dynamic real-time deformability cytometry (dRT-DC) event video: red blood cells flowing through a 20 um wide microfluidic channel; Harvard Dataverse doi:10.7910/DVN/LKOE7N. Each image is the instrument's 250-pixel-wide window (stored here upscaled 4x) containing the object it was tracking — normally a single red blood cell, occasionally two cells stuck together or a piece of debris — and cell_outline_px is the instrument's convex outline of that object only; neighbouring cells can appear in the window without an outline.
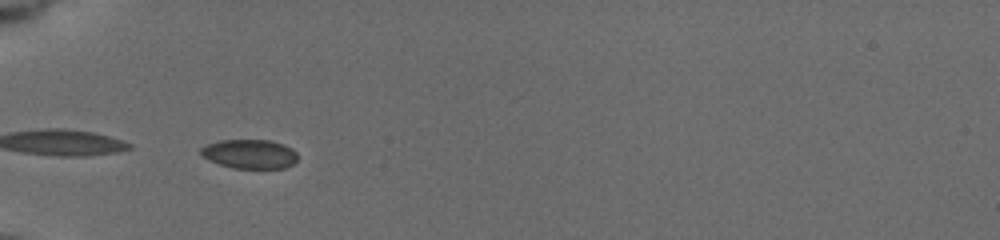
{"species": "common noctule bat (a hibernating species)", "species_latin": "Nyctalus noctula", "temperature_condition": "cold", "stored_images_in_passage": 8, "camera_frame_rate_fps": 3000, "um_per_image_px": 0.085, "animal": {"sex": "female", "body_mass_g": 19.5, "forearm_length_mm": 54.1}, "frame": {"image": 1, "passage_image": 1, "time_ms": 0.0, "image_size_px": [1000, 240], "cell_outline_px": [[296, 160], [292, 164], [284, 168], [232, 168], [208, 160], [200, 152], [200, 148], [208, 144], [220, 140], [268, 140], [284, 144], [292, 148], [296, 152]], "centroid_in_image_um": [21.22, 13.08], "position_along_channel_um": 63.8, "area_um2": 16.36}}
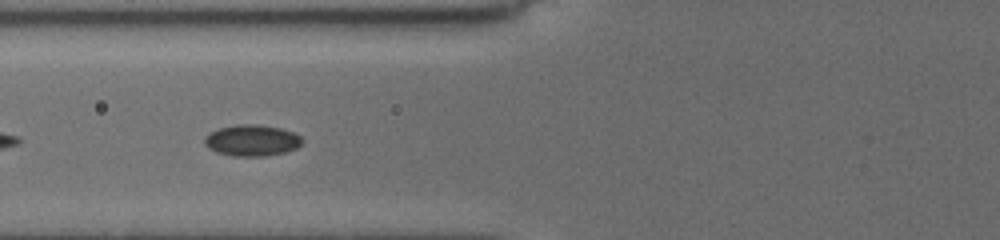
{"frame": {"image": 2, "passage_image": 5, "time_ms": 1.333, "image_size_px": [1000, 240], "cell_outline_px": [[304, 144], [288, 152], [264, 156], [232, 156], [216, 152], [208, 148], [204, 144], [204, 136], [220, 128], [236, 124], [256, 124], [280, 128], [292, 132], [300, 136], [304, 140]], "centroid_in_image_um": [21.43, 11.94], "position_along_channel_um": 104.4, "area_um2": 17.98}}